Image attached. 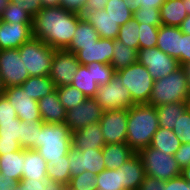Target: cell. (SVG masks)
Here are the masks:
<instances>
[{
	"label": "cell",
	"instance_id": "obj_14",
	"mask_svg": "<svg viewBox=\"0 0 190 190\" xmlns=\"http://www.w3.org/2000/svg\"><path fill=\"white\" fill-rule=\"evenodd\" d=\"M104 110L94 98H87L77 107L66 111L65 124L73 133L90 123L100 122Z\"/></svg>",
	"mask_w": 190,
	"mask_h": 190
},
{
	"label": "cell",
	"instance_id": "obj_16",
	"mask_svg": "<svg viewBox=\"0 0 190 190\" xmlns=\"http://www.w3.org/2000/svg\"><path fill=\"white\" fill-rule=\"evenodd\" d=\"M33 23H9L1 21L0 24V50L19 48L28 42L32 36Z\"/></svg>",
	"mask_w": 190,
	"mask_h": 190
},
{
	"label": "cell",
	"instance_id": "obj_49",
	"mask_svg": "<svg viewBox=\"0 0 190 190\" xmlns=\"http://www.w3.org/2000/svg\"><path fill=\"white\" fill-rule=\"evenodd\" d=\"M48 180L21 179L16 190H44Z\"/></svg>",
	"mask_w": 190,
	"mask_h": 190
},
{
	"label": "cell",
	"instance_id": "obj_53",
	"mask_svg": "<svg viewBox=\"0 0 190 190\" xmlns=\"http://www.w3.org/2000/svg\"><path fill=\"white\" fill-rule=\"evenodd\" d=\"M190 62V35L182 34L181 66Z\"/></svg>",
	"mask_w": 190,
	"mask_h": 190
},
{
	"label": "cell",
	"instance_id": "obj_66",
	"mask_svg": "<svg viewBox=\"0 0 190 190\" xmlns=\"http://www.w3.org/2000/svg\"><path fill=\"white\" fill-rule=\"evenodd\" d=\"M187 110L190 112V93L186 100Z\"/></svg>",
	"mask_w": 190,
	"mask_h": 190
},
{
	"label": "cell",
	"instance_id": "obj_67",
	"mask_svg": "<svg viewBox=\"0 0 190 190\" xmlns=\"http://www.w3.org/2000/svg\"><path fill=\"white\" fill-rule=\"evenodd\" d=\"M64 190H77L72 187H70L68 184L64 186Z\"/></svg>",
	"mask_w": 190,
	"mask_h": 190
},
{
	"label": "cell",
	"instance_id": "obj_5",
	"mask_svg": "<svg viewBox=\"0 0 190 190\" xmlns=\"http://www.w3.org/2000/svg\"><path fill=\"white\" fill-rule=\"evenodd\" d=\"M18 49L30 77L49 75L56 49L34 37L22 44Z\"/></svg>",
	"mask_w": 190,
	"mask_h": 190
},
{
	"label": "cell",
	"instance_id": "obj_54",
	"mask_svg": "<svg viewBox=\"0 0 190 190\" xmlns=\"http://www.w3.org/2000/svg\"><path fill=\"white\" fill-rule=\"evenodd\" d=\"M165 0H135L133 1L131 7L133 10L139 8H156L160 9Z\"/></svg>",
	"mask_w": 190,
	"mask_h": 190
},
{
	"label": "cell",
	"instance_id": "obj_59",
	"mask_svg": "<svg viewBox=\"0 0 190 190\" xmlns=\"http://www.w3.org/2000/svg\"><path fill=\"white\" fill-rule=\"evenodd\" d=\"M180 29L184 34L190 35V15L182 21Z\"/></svg>",
	"mask_w": 190,
	"mask_h": 190
},
{
	"label": "cell",
	"instance_id": "obj_29",
	"mask_svg": "<svg viewBox=\"0 0 190 190\" xmlns=\"http://www.w3.org/2000/svg\"><path fill=\"white\" fill-rule=\"evenodd\" d=\"M21 87L30 95L31 99L36 101H39L56 89L49 75L29 77Z\"/></svg>",
	"mask_w": 190,
	"mask_h": 190
},
{
	"label": "cell",
	"instance_id": "obj_47",
	"mask_svg": "<svg viewBox=\"0 0 190 190\" xmlns=\"http://www.w3.org/2000/svg\"><path fill=\"white\" fill-rule=\"evenodd\" d=\"M174 158L181 170L190 165V143H182L174 154Z\"/></svg>",
	"mask_w": 190,
	"mask_h": 190
},
{
	"label": "cell",
	"instance_id": "obj_61",
	"mask_svg": "<svg viewBox=\"0 0 190 190\" xmlns=\"http://www.w3.org/2000/svg\"><path fill=\"white\" fill-rule=\"evenodd\" d=\"M181 176L190 182V165L186 166L181 170Z\"/></svg>",
	"mask_w": 190,
	"mask_h": 190
},
{
	"label": "cell",
	"instance_id": "obj_15",
	"mask_svg": "<svg viewBox=\"0 0 190 190\" xmlns=\"http://www.w3.org/2000/svg\"><path fill=\"white\" fill-rule=\"evenodd\" d=\"M3 95L16 110L19 120L24 122L42 121L38 101L31 99L21 86L7 87L4 89Z\"/></svg>",
	"mask_w": 190,
	"mask_h": 190
},
{
	"label": "cell",
	"instance_id": "obj_48",
	"mask_svg": "<svg viewBox=\"0 0 190 190\" xmlns=\"http://www.w3.org/2000/svg\"><path fill=\"white\" fill-rule=\"evenodd\" d=\"M13 4L19 5L24 11L34 17L41 9L40 0H10Z\"/></svg>",
	"mask_w": 190,
	"mask_h": 190
},
{
	"label": "cell",
	"instance_id": "obj_42",
	"mask_svg": "<svg viewBox=\"0 0 190 190\" xmlns=\"http://www.w3.org/2000/svg\"><path fill=\"white\" fill-rule=\"evenodd\" d=\"M86 66H93L94 82L97 83L98 86L109 83L116 73L115 69L110 64L94 61Z\"/></svg>",
	"mask_w": 190,
	"mask_h": 190
},
{
	"label": "cell",
	"instance_id": "obj_44",
	"mask_svg": "<svg viewBox=\"0 0 190 190\" xmlns=\"http://www.w3.org/2000/svg\"><path fill=\"white\" fill-rule=\"evenodd\" d=\"M21 120L14 119V122L0 123V140L18 141L20 143Z\"/></svg>",
	"mask_w": 190,
	"mask_h": 190
},
{
	"label": "cell",
	"instance_id": "obj_26",
	"mask_svg": "<svg viewBox=\"0 0 190 190\" xmlns=\"http://www.w3.org/2000/svg\"><path fill=\"white\" fill-rule=\"evenodd\" d=\"M99 38V34L95 28L82 17L77 24L70 45L65 50L76 53L78 50H81V46L92 45L96 43Z\"/></svg>",
	"mask_w": 190,
	"mask_h": 190
},
{
	"label": "cell",
	"instance_id": "obj_39",
	"mask_svg": "<svg viewBox=\"0 0 190 190\" xmlns=\"http://www.w3.org/2000/svg\"><path fill=\"white\" fill-rule=\"evenodd\" d=\"M1 20L9 23H33V17L20 8L19 5L9 2L5 9L0 13Z\"/></svg>",
	"mask_w": 190,
	"mask_h": 190
},
{
	"label": "cell",
	"instance_id": "obj_17",
	"mask_svg": "<svg viewBox=\"0 0 190 190\" xmlns=\"http://www.w3.org/2000/svg\"><path fill=\"white\" fill-rule=\"evenodd\" d=\"M114 40L99 38L96 43L89 46H81L76 58L81 65H88L94 61L110 64L113 57Z\"/></svg>",
	"mask_w": 190,
	"mask_h": 190
},
{
	"label": "cell",
	"instance_id": "obj_27",
	"mask_svg": "<svg viewBox=\"0 0 190 190\" xmlns=\"http://www.w3.org/2000/svg\"><path fill=\"white\" fill-rule=\"evenodd\" d=\"M25 162L24 149L0 155V172L8 178H14L19 182Z\"/></svg>",
	"mask_w": 190,
	"mask_h": 190
},
{
	"label": "cell",
	"instance_id": "obj_12",
	"mask_svg": "<svg viewBox=\"0 0 190 190\" xmlns=\"http://www.w3.org/2000/svg\"><path fill=\"white\" fill-rule=\"evenodd\" d=\"M79 66L75 53L65 49L55 50L49 77L56 88L71 85Z\"/></svg>",
	"mask_w": 190,
	"mask_h": 190
},
{
	"label": "cell",
	"instance_id": "obj_63",
	"mask_svg": "<svg viewBox=\"0 0 190 190\" xmlns=\"http://www.w3.org/2000/svg\"><path fill=\"white\" fill-rule=\"evenodd\" d=\"M9 2L10 0H0V13L5 9Z\"/></svg>",
	"mask_w": 190,
	"mask_h": 190
},
{
	"label": "cell",
	"instance_id": "obj_4",
	"mask_svg": "<svg viewBox=\"0 0 190 190\" xmlns=\"http://www.w3.org/2000/svg\"><path fill=\"white\" fill-rule=\"evenodd\" d=\"M189 93L186 72L181 66L164 78L154 80L148 104L157 107L174 102H186Z\"/></svg>",
	"mask_w": 190,
	"mask_h": 190
},
{
	"label": "cell",
	"instance_id": "obj_37",
	"mask_svg": "<svg viewBox=\"0 0 190 190\" xmlns=\"http://www.w3.org/2000/svg\"><path fill=\"white\" fill-rule=\"evenodd\" d=\"M56 90L59 100L66 111L77 107L87 99L81 91L72 85L57 87Z\"/></svg>",
	"mask_w": 190,
	"mask_h": 190
},
{
	"label": "cell",
	"instance_id": "obj_41",
	"mask_svg": "<svg viewBox=\"0 0 190 190\" xmlns=\"http://www.w3.org/2000/svg\"><path fill=\"white\" fill-rule=\"evenodd\" d=\"M133 18L138 23L149 24L156 27L162 25L160 10L156 8H139L137 10H133Z\"/></svg>",
	"mask_w": 190,
	"mask_h": 190
},
{
	"label": "cell",
	"instance_id": "obj_10",
	"mask_svg": "<svg viewBox=\"0 0 190 190\" xmlns=\"http://www.w3.org/2000/svg\"><path fill=\"white\" fill-rule=\"evenodd\" d=\"M0 77L5 88L21 86L30 77L18 48L0 50Z\"/></svg>",
	"mask_w": 190,
	"mask_h": 190
},
{
	"label": "cell",
	"instance_id": "obj_40",
	"mask_svg": "<svg viewBox=\"0 0 190 190\" xmlns=\"http://www.w3.org/2000/svg\"><path fill=\"white\" fill-rule=\"evenodd\" d=\"M139 49L156 47L159 27L139 23Z\"/></svg>",
	"mask_w": 190,
	"mask_h": 190
},
{
	"label": "cell",
	"instance_id": "obj_35",
	"mask_svg": "<svg viewBox=\"0 0 190 190\" xmlns=\"http://www.w3.org/2000/svg\"><path fill=\"white\" fill-rule=\"evenodd\" d=\"M68 155L64 156V160L50 161L47 170V179L67 185L71 179Z\"/></svg>",
	"mask_w": 190,
	"mask_h": 190
},
{
	"label": "cell",
	"instance_id": "obj_50",
	"mask_svg": "<svg viewBox=\"0 0 190 190\" xmlns=\"http://www.w3.org/2000/svg\"><path fill=\"white\" fill-rule=\"evenodd\" d=\"M165 190H190V182L179 175L165 181Z\"/></svg>",
	"mask_w": 190,
	"mask_h": 190
},
{
	"label": "cell",
	"instance_id": "obj_43",
	"mask_svg": "<svg viewBox=\"0 0 190 190\" xmlns=\"http://www.w3.org/2000/svg\"><path fill=\"white\" fill-rule=\"evenodd\" d=\"M96 183V174L85 170L83 173L71 177L68 185L77 190H97Z\"/></svg>",
	"mask_w": 190,
	"mask_h": 190
},
{
	"label": "cell",
	"instance_id": "obj_38",
	"mask_svg": "<svg viewBox=\"0 0 190 190\" xmlns=\"http://www.w3.org/2000/svg\"><path fill=\"white\" fill-rule=\"evenodd\" d=\"M139 23L134 19H130L127 23L120 26L117 39L130 48L139 50Z\"/></svg>",
	"mask_w": 190,
	"mask_h": 190
},
{
	"label": "cell",
	"instance_id": "obj_31",
	"mask_svg": "<svg viewBox=\"0 0 190 190\" xmlns=\"http://www.w3.org/2000/svg\"><path fill=\"white\" fill-rule=\"evenodd\" d=\"M138 61V50L130 48L118 39L114 40L113 57L110 65L115 71L127 68Z\"/></svg>",
	"mask_w": 190,
	"mask_h": 190
},
{
	"label": "cell",
	"instance_id": "obj_1",
	"mask_svg": "<svg viewBox=\"0 0 190 190\" xmlns=\"http://www.w3.org/2000/svg\"><path fill=\"white\" fill-rule=\"evenodd\" d=\"M82 15L59 7H44L34 17L32 36L56 50L66 49Z\"/></svg>",
	"mask_w": 190,
	"mask_h": 190
},
{
	"label": "cell",
	"instance_id": "obj_9",
	"mask_svg": "<svg viewBox=\"0 0 190 190\" xmlns=\"http://www.w3.org/2000/svg\"><path fill=\"white\" fill-rule=\"evenodd\" d=\"M138 62L146 67L154 80L164 78L181 67L179 61L157 47L139 49Z\"/></svg>",
	"mask_w": 190,
	"mask_h": 190
},
{
	"label": "cell",
	"instance_id": "obj_8",
	"mask_svg": "<svg viewBox=\"0 0 190 190\" xmlns=\"http://www.w3.org/2000/svg\"><path fill=\"white\" fill-rule=\"evenodd\" d=\"M104 111L129 109L132 106L130 91L123 85L121 77L115 73L106 85L99 86L93 97Z\"/></svg>",
	"mask_w": 190,
	"mask_h": 190
},
{
	"label": "cell",
	"instance_id": "obj_11",
	"mask_svg": "<svg viewBox=\"0 0 190 190\" xmlns=\"http://www.w3.org/2000/svg\"><path fill=\"white\" fill-rule=\"evenodd\" d=\"M128 109L106 110L100 128L106 144L126 143Z\"/></svg>",
	"mask_w": 190,
	"mask_h": 190
},
{
	"label": "cell",
	"instance_id": "obj_36",
	"mask_svg": "<svg viewBox=\"0 0 190 190\" xmlns=\"http://www.w3.org/2000/svg\"><path fill=\"white\" fill-rule=\"evenodd\" d=\"M96 178L97 190H124L120 169H105Z\"/></svg>",
	"mask_w": 190,
	"mask_h": 190
},
{
	"label": "cell",
	"instance_id": "obj_62",
	"mask_svg": "<svg viewBox=\"0 0 190 190\" xmlns=\"http://www.w3.org/2000/svg\"><path fill=\"white\" fill-rule=\"evenodd\" d=\"M186 72V76H187V83H188V87L190 89V62H188L187 64H184L182 66Z\"/></svg>",
	"mask_w": 190,
	"mask_h": 190
},
{
	"label": "cell",
	"instance_id": "obj_64",
	"mask_svg": "<svg viewBox=\"0 0 190 190\" xmlns=\"http://www.w3.org/2000/svg\"><path fill=\"white\" fill-rule=\"evenodd\" d=\"M185 1V10L190 15V0H184Z\"/></svg>",
	"mask_w": 190,
	"mask_h": 190
},
{
	"label": "cell",
	"instance_id": "obj_34",
	"mask_svg": "<svg viewBox=\"0 0 190 190\" xmlns=\"http://www.w3.org/2000/svg\"><path fill=\"white\" fill-rule=\"evenodd\" d=\"M104 9L120 26L133 18V9L125 0H109Z\"/></svg>",
	"mask_w": 190,
	"mask_h": 190
},
{
	"label": "cell",
	"instance_id": "obj_2",
	"mask_svg": "<svg viewBox=\"0 0 190 190\" xmlns=\"http://www.w3.org/2000/svg\"><path fill=\"white\" fill-rule=\"evenodd\" d=\"M159 129L157 110L149 104H136L128 109L126 144L137 153L150 146Z\"/></svg>",
	"mask_w": 190,
	"mask_h": 190
},
{
	"label": "cell",
	"instance_id": "obj_65",
	"mask_svg": "<svg viewBox=\"0 0 190 190\" xmlns=\"http://www.w3.org/2000/svg\"><path fill=\"white\" fill-rule=\"evenodd\" d=\"M4 89H5V86H4V84H3V82H2V79H1V77H0V95H3Z\"/></svg>",
	"mask_w": 190,
	"mask_h": 190
},
{
	"label": "cell",
	"instance_id": "obj_7",
	"mask_svg": "<svg viewBox=\"0 0 190 190\" xmlns=\"http://www.w3.org/2000/svg\"><path fill=\"white\" fill-rule=\"evenodd\" d=\"M145 169V174L161 181L181 175V169L174 155H168L150 146L137 152Z\"/></svg>",
	"mask_w": 190,
	"mask_h": 190
},
{
	"label": "cell",
	"instance_id": "obj_6",
	"mask_svg": "<svg viewBox=\"0 0 190 190\" xmlns=\"http://www.w3.org/2000/svg\"><path fill=\"white\" fill-rule=\"evenodd\" d=\"M121 77L123 85L130 91L132 106L136 104H148L154 79L148 73L146 67L138 61L116 71Z\"/></svg>",
	"mask_w": 190,
	"mask_h": 190
},
{
	"label": "cell",
	"instance_id": "obj_24",
	"mask_svg": "<svg viewBox=\"0 0 190 190\" xmlns=\"http://www.w3.org/2000/svg\"><path fill=\"white\" fill-rule=\"evenodd\" d=\"M106 169H119L135 154L126 143L105 144L102 148Z\"/></svg>",
	"mask_w": 190,
	"mask_h": 190
},
{
	"label": "cell",
	"instance_id": "obj_13",
	"mask_svg": "<svg viewBox=\"0 0 190 190\" xmlns=\"http://www.w3.org/2000/svg\"><path fill=\"white\" fill-rule=\"evenodd\" d=\"M68 158L71 177L77 176L85 170L97 175L106 169L102 149L77 150L72 147Z\"/></svg>",
	"mask_w": 190,
	"mask_h": 190
},
{
	"label": "cell",
	"instance_id": "obj_55",
	"mask_svg": "<svg viewBox=\"0 0 190 190\" xmlns=\"http://www.w3.org/2000/svg\"><path fill=\"white\" fill-rule=\"evenodd\" d=\"M22 147L18 141L0 140V155L21 150Z\"/></svg>",
	"mask_w": 190,
	"mask_h": 190
},
{
	"label": "cell",
	"instance_id": "obj_58",
	"mask_svg": "<svg viewBox=\"0 0 190 190\" xmlns=\"http://www.w3.org/2000/svg\"><path fill=\"white\" fill-rule=\"evenodd\" d=\"M64 186L65 185H63L61 183L53 182V181L48 180L46 182L44 190H64Z\"/></svg>",
	"mask_w": 190,
	"mask_h": 190
},
{
	"label": "cell",
	"instance_id": "obj_28",
	"mask_svg": "<svg viewBox=\"0 0 190 190\" xmlns=\"http://www.w3.org/2000/svg\"><path fill=\"white\" fill-rule=\"evenodd\" d=\"M182 141L171 129L159 127L153 135L150 147L174 155L181 146Z\"/></svg>",
	"mask_w": 190,
	"mask_h": 190
},
{
	"label": "cell",
	"instance_id": "obj_45",
	"mask_svg": "<svg viewBox=\"0 0 190 190\" xmlns=\"http://www.w3.org/2000/svg\"><path fill=\"white\" fill-rule=\"evenodd\" d=\"M182 143H190V112L186 109L172 129Z\"/></svg>",
	"mask_w": 190,
	"mask_h": 190
},
{
	"label": "cell",
	"instance_id": "obj_52",
	"mask_svg": "<svg viewBox=\"0 0 190 190\" xmlns=\"http://www.w3.org/2000/svg\"><path fill=\"white\" fill-rule=\"evenodd\" d=\"M87 0H60V6L67 11L82 14Z\"/></svg>",
	"mask_w": 190,
	"mask_h": 190
},
{
	"label": "cell",
	"instance_id": "obj_51",
	"mask_svg": "<svg viewBox=\"0 0 190 190\" xmlns=\"http://www.w3.org/2000/svg\"><path fill=\"white\" fill-rule=\"evenodd\" d=\"M138 190H165V181L146 175Z\"/></svg>",
	"mask_w": 190,
	"mask_h": 190
},
{
	"label": "cell",
	"instance_id": "obj_20",
	"mask_svg": "<svg viewBox=\"0 0 190 190\" xmlns=\"http://www.w3.org/2000/svg\"><path fill=\"white\" fill-rule=\"evenodd\" d=\"M82 17L95 28L100 38L117 39L120 25L110 17L105 9L87 11Z\"/></svg>",
	"mask_w": 190,
	"mask_h": 190
},
{
	"label": "cell",
	"instance_id": "obj_46",
	"mask_svg": "<svg viewBox=\"0 0 190 190\" xmlns=\"http://www.w3.org/2000/svg\"><path fill=\"white\" fill-rule=\"evenodd\" d=\"M19 119L16 110L4 95H0V123L14 122Z\"/></svg>",
	"mask_w": 190,
	"mask_h": 190
},
{
	"label": "cell",
	"instance_id": "obj_23",
	"mask_svg": "<svg viewBox=\"0 0 190 190\" xmlns=\"http://www.w3.org/2000/svg\"><path fill=\"white\" fill-rule=\"evenodd\" d=\"M25 162L21 179L48 180V163L35 149H24Z\"/></svg>",
	"mask_w": 190,
	"mask_h": 190
},
{
	"label": "cell",
	"instance_id": "obj_33",
	"mask_svg": "<svg viewBox=\"0 0 190 190\" xmlns=\"http://www.w3.org/2000/svg\"><path fill=\"white\" fill-rule=\"evenodd\" d=\"M43 124L42 121H21L20 146L23 149L38 148V132Z\"/></svg>",
	"mask_w": 190,
	"mask_h": 190
},
{
	"label": "cell",
	"instance_id": "obj_22",
	"mask_svg": "<svg viewBox=\"0 0 190 190\" xmlns=\"http://www.w3.org/2000/svg\"><path fill=\"white\" fill-rule=\"evenodd\" d=\"M39 111L43 123H64L66 110L61 104L57 90L38 101Z\"/></svg>",
	"mask_w": 190,
	"mask_h": 190
},
{
	"label": "cell",
	"instance_id": "obj_19",
	"mask_svg": "<svg viewBox=\"0 0 190 190\" xmlns=\"http://www.w3.org/2000/svg\"><path fill=\"white\" fill-rule=\"evenodd\" d=\"M182 34L180 27L159 26L156 47L167 55L176 58L181 65Z\"/></svg>",
	"mask_w": 190,
	"mask_h": 190
},
{
	"label": "cell",
	"instance_id": "obj_56",
	"mask_svg": "<svg viewBox=\"0 0 190 190\" xmlns=\"http://www.w3.org/2000/svg\"><path fill=\"white\" fill-rule=\"evenodd\" d=\"M109 0H87L84 6L83 13L81 14L82 16L90 10H104L107 2Z\"/></svg>",
	"mask_w": 190,
	"mask_h": 190
},
{
	"label": "cell",
	"instance_id": "obj_57",
	"mask_svg": "<svg viewBox=\"0 0 190 190\" xmlns=\"http://www.w3.org/2000/svg\"><path fill=\"white\" fill-rule=\"evenodd\" d=\"M17 184L14 178H8L0 172V190H13Z\"/></svg>",
	"mask_w": 190,
	"mask_h": 190
},
{
	"label": "cell",
	"instance_id": "obj_3",
	"mask_svg": "<svg viewBox=\"0 0 190 190\" xmlns=\"http://www.w3.org/2000/svg\"><path fill=\"white\" fill-rule=\"evenodd\" d=\"M72 148V132L65 123H44L38 132L40 155L49 164L50 161L64 160Z\"/></svg>",
	"mask_w": 190,
	"mask_h": 190
},
{
	"label": "cell",
	"instance_id": "obj_18",
	"mask_svg": "<svg viewBox=\"0 0 190 190\" xmlns=\"http://www.w3.org/2000/svg\"><path fill=\"white\" fill-rule=\"evenodd\" d=\"M105 144L99 122L90 123L72 133V147L77 150L102 149Z\"/></svg>",
	"mask_w": 190,
	"mask_h": 190
},
{
	"label": "cell",
	"instance_id": "obj_30",
	"mask_svg": "<svg viewBox=\"0 0 190 190\" xmlns=\"http://www.w3.org/2000/svg\"><path fill=\"white\" fill-rule=\"evenodd\" d=\"M71 85L81 91L87 98H93L99 89L97 83L94 82L93 66L80 64Z\"/></svg>",
	"mask_w": 190,
	"mask_h": 190
},
{
	"label": "cell",
	"instance_id": "obj_60",
	"mask_svg": "<svg viewBox=\"0 0 190 190\" xmlns=\"http://www.w3.org/2000/svg\"><path fill=\"white\" fill-rule=\"evenodd\" d=\"M42 8L44 7H59L60 0H40Z\"/></svg>",
	"mask_w": 190,
	"mask_h": 190
},
{
	"label": "cell",
	"instance_id": "obj_68",
	"mask_svg": "<svg viewBox=\"0 0 190 190\" xmlns=\"http://www.w3.org/2000/svg\"><path fill=\"white\" fill-rule=\"evenodd\" d=\"M126 2H128L130 5H132L133 1L135 0H125Z\"/></svg>",
	"mask_w": 190,
	"mask_h": 190
},
{
	"label": "cell",
	"instance_id": "obj_21",
	"mask_svg": "<svg viewBox=\"0 0 190 190\" xmlns=\"http://www.w3.org/2000/svg\"><path fill=\"white\" fill-rule=\"evenodd\" d=\"M119 169L121 170L122 187L124 190H138L146 174L137 153L131 156Z\"/></svg>",
	"mask_w": 190,
	"mask_h": 190
},
{
	"label": "cell",
	"instance_id": "obj_25",
	"mask_svg": "<svg viewBox=\"0 0 190 190\" xmlns=\"http://www.w3.org/2000/svg\"><path fill=\"white\" fill-rule=\"evenodd\" d=\"M185 8L184 0H165L159 9L162 25L180 27L188 16Z\"/></svg>",
	"mask_w": 190,
	"mask_h": 190
},
{
	"label": "cell",
	"instance_id": "obj_32",
	"mask_svg": "<svg viewBox=\"0 0 190 190\" xmlns=\"http://www.w3.org/2000/svg\"><path fill=\"white\" fill-rule=\"evenodd\" d=\"M157 110L159 127L173 129L174 125L187 109L186 102H174L155 107Z\"/></svg>",
	"mask_w": 190,
	"mask_h": 190
}]
</instances>
